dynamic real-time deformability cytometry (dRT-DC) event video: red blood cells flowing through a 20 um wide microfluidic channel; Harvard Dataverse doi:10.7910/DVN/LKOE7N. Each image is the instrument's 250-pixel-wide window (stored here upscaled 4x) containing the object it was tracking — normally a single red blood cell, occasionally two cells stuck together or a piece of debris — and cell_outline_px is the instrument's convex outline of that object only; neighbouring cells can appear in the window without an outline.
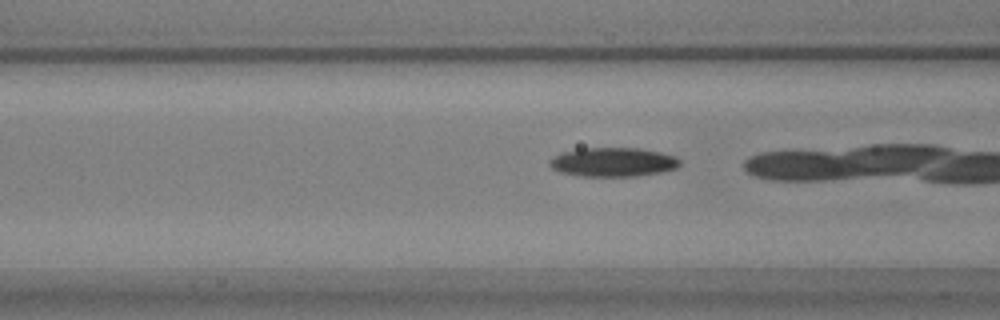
{"species": "common noctule bat (a hibernating species)", "species_latin": "Nyctalus noctula", "temperature_condition": "warm", "stored_images_in_passage": 23, "camera_frame_rate_fps": 3000, "um_per_image_px": 0.085, "animal": {"sex": "male", "body_mass_g": 17.9, "forearm_length_mm": 54.2}, "frame": {"image": 1, "passage_image": 18, "time_ms": 5.667, "image_size_px": [1000, 320], "cell_outline_px": [[680, 164], [676, 168], [660, 172], [636, 176], [580, 176], [560, 172], [552, 168], [548, 164], [548, 160], [552, 156], [560, 152], [576, 148], [640, 148], [660, 152], [676, 156], [680, 160]], "centroid_in_image_um": [52.06, 13.76], "position_along_channel_um": 114.5, "area_um2": 22.31}}